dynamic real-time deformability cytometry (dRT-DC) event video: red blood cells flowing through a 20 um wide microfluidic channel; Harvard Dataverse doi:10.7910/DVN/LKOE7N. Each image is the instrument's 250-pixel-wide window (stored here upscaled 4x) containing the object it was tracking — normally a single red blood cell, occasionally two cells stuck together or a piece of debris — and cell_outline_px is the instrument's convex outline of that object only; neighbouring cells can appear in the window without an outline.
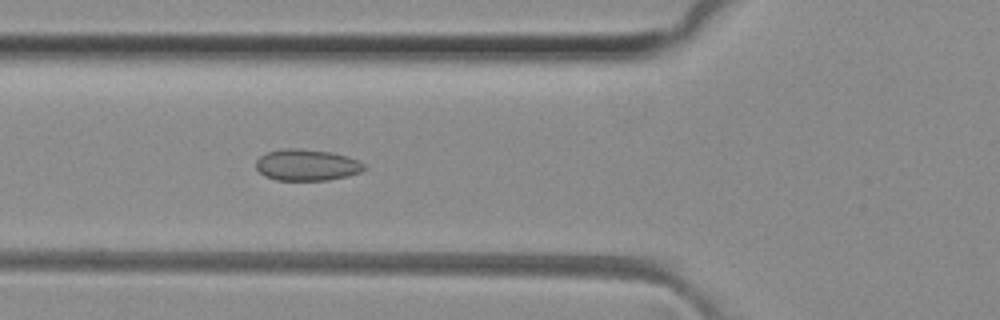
{"species": "common noctule bat (a hibernating species)", "species_latin": "Nyctalus noctula", "temperature_condition": "room temperature", "stored_images_in_passage": 50, "camera_frame_rate_fps": 3000, "um_per_image_px": 0.085, "animal": {"sex": "female", "body_mass_g": 29.2, "forearm_length_mm": 56.3}, "frame": {"image": 1, "passage_image": 17, "time_ms": 5.333, "image_size_px": [1000, 320], "cell_outline_px": [[368, 168], [360, 172], [348, 176], [328, 180], [276, 180], [264, 176], [256, 168], [256, 160], [260, 156], [268, 152], [284, 148], [300, 148], [332, 152], [348, 156], [360, 160]], "centroid_in_image_um": [26.11, 14.02], "position_along_channel_um": 99.7, "area_um2": 20.06}}
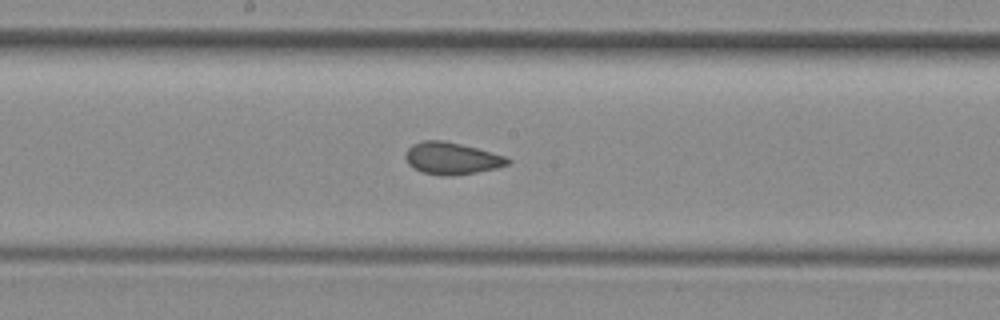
{"frame": {"image": 2, "passage_image": 25, "time_ms": 8.0, "image_size_px": [1000, 320], "cell_outline_px": [[512, 160], [508, 164], [496, 168], [476, 172], [452, 176], [440, 176], [420, 172], [408, 164], [404, 156], [408, 148], [412, 144], [424, 140], [444, 140], [476, 148], [504, 156]], "centroid_in_image_um": [38.35, 13.47], "position_along_channel_um": 209.9, "area_um2": 19.07}}
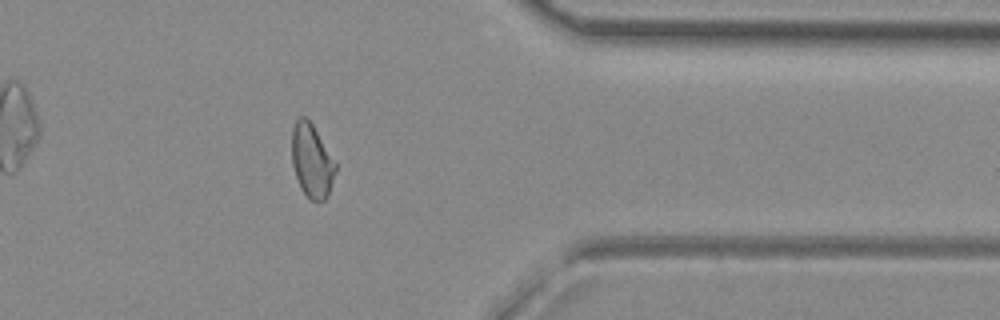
{"frame": {"image": 3, "passage_image": 39, "time_ms": 12.667, "image_size_px": [1000, 320], "cell_outline_px": [[336, 172], [328, 196], [324, 200], [312, 200], [300, 188], [292, 164], [292, 128], [296, 120], [300, 116], [304, 116], [312, 124], [336, 164]], "centroid_in_image_um": [26.49, 13.67], "position_along_channel_um": 384.9, "area_um2": 18.44}, "authors_computed_cell_mechanics": {"area_um2": 19.3919, "velocity_mm_per_s": 4.1168, "shape_relaxation_time_tau1_ms": null, "shape_relaxation_time_tau2_ms": 1.5171, "deformation_change_tau1": null, "deformation_change_tau2": 0.0687}}